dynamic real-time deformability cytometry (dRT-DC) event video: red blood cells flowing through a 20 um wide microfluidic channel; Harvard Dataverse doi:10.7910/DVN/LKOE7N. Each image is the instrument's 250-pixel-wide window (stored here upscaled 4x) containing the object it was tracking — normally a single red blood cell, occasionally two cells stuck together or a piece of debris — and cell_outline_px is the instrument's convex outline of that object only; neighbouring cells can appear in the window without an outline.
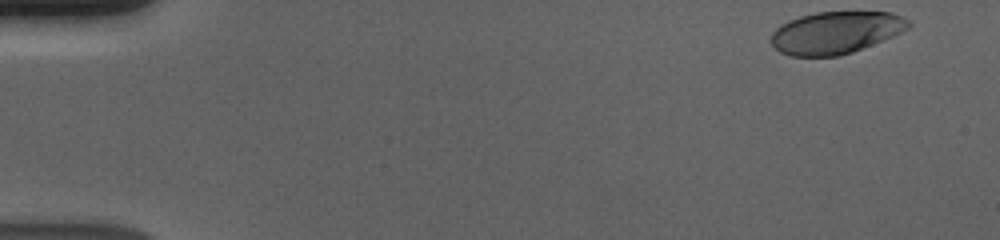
{"species": "human", "species_latin": "Homo sapiens", "temperature_condition": "cold", "stored_images_in_passage": 23, "camera_frame_rate_fps": 3000, "um_per_image_px": 0.085, "donor": {"sex": "male"}, "frame": {"image": 1, "passage_image": 1, "time_ms": 0.0, "image_size_px": [1000, 240], "cell_outline_px": [[912, 24], [908, 28], [892, 36], [852, 52], [836, 56], [788, 56], [780, 52], [772, 44], [772, 32], [780, 24], [788, 20], [800, 16], [816, 12], [892, 12], [908, 20]], "centroid_in_image_um": [71.01, 2.76], "position_along_channel_um": 14.0, "area_um2": 33.58}}
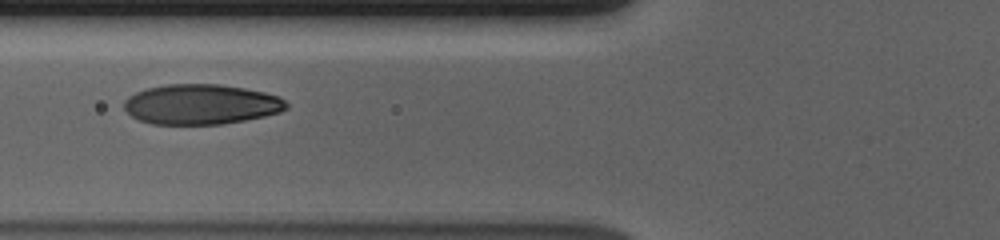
{"frame": {"image": 2, "passage_image": 20, "time_ms": 6.333, "image_size_px": [1000, 240], "cell_outline_px": [[288, 108], [280, 112], [264, 116], [224, 124], [152, 124], [140, 120], [132, 116], [124, 108], [124, 100], [128, 96], [136, 92], [148, 88], [168, 84], [220, 84], [244, 88], [264, 92], [280, 96], [288, 104]], "centroid_in_image_um": [17.11, 8.86], "position_along_channel_um": 108.7, "area_um2": 37.97}}
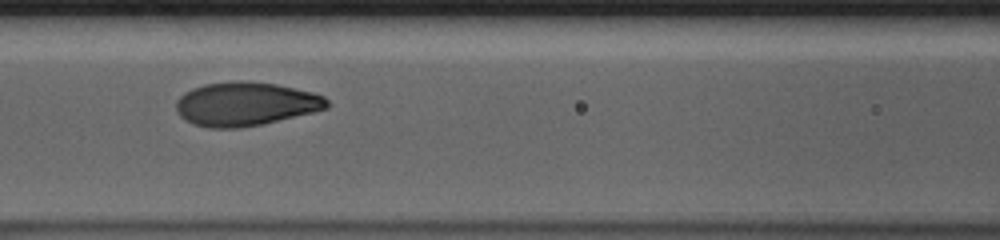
{"frame": {"image": 3, "passage_image": 23, "time_ms": 7.333, "image_size_px": [1000, 240], "cell_outline_px": [[332, 104], [328, 108], [312, 112], [260, 124], [240, 128], [208, 128], [192, 124], [184, 120], [180, 116], [176, 108], [176, 100], [184, 92], [192, 88], [204, 84], [236, 80], [240, 80], [276, 84], [312, 92], [324, 96]], "centroid_in_image_um": [20.85, 8.83], "position_along_channel_um": 145.8, "area_um2": 38.55}}